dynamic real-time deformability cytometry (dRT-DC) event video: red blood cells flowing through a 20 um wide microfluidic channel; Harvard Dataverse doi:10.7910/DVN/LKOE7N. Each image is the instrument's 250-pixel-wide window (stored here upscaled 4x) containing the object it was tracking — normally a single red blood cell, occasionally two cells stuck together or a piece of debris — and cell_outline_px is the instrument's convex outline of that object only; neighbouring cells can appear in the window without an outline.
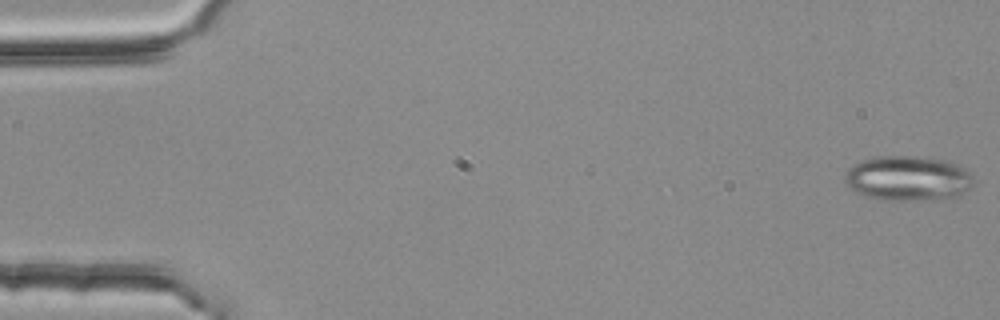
{"species": "common noctule bat (a hibernating species)", "species_latin": "Nyctalus noctula", "temperature_condition": "room temperature", "stored_images_in_passage": 4, "camera_frame_rate_fps": 3000, "um_per_image_px": 0.085, "animal": {"sex": "female", "body_mass_g": 25.1}, "frame": {"image": 1, "passage_image": 1, "time_ms": 0.0, "image_size_px": [1000, 320], "cell_outline_px": [[972, 184], [964, 192], [956, 196], [940, 200], [876, 200], [856, 192], [848, 188], [844, 180], [844, 172], [848, 168], [864, 160], [876, 156], [916, 156], [944, 160], [956, 164], [964, 168], [972, 176]], "centroid_in_image_um": [77.13, 15.17], "position_along_channel_um": 7.9, "area_um2": 33.87}}